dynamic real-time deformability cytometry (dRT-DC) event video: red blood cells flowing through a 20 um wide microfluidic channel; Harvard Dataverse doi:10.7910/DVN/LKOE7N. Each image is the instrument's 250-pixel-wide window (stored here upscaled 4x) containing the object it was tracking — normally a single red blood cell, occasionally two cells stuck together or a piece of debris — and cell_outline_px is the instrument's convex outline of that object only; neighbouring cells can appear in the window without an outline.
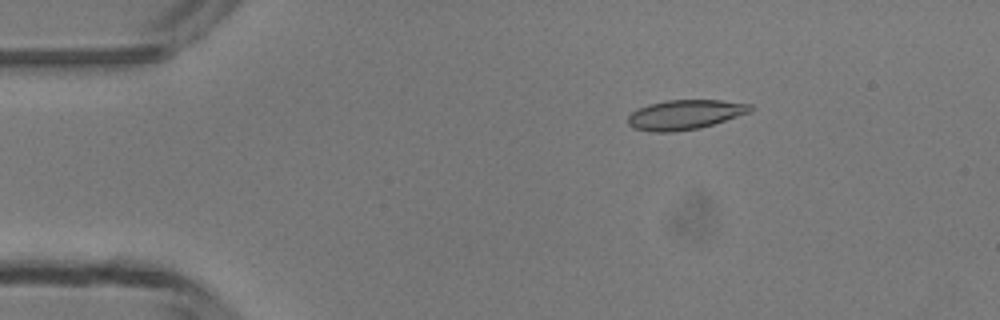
{"species": "common noctule bat (a hibernating species)", "species_latin": "Nyctalus noctula", "temperature_condition": "room temperature", "stored_images_in_passage": 41, "camera_frame_rate_fps": 3000, "um_per_image_px": 0.085, "animal": {"sex": "male", "body_mass_g": 13.3}, "frame": {"image": 1, "passage_image": 1, "time_ms": 0.0, "image_size_px": [1000, 320], "cell_outline_px": [[752, 112], [700, 128], [672, 132], [652, 132], [632, 128], [628, 124], [628, 116], [636, 108], [648, 104], [668, 100], [720, 100], [752, 104]], "centroid_in_image_um": [58.21, 9.74], "position_along_channel_um": 26.8, "area_um2": 21.33}}
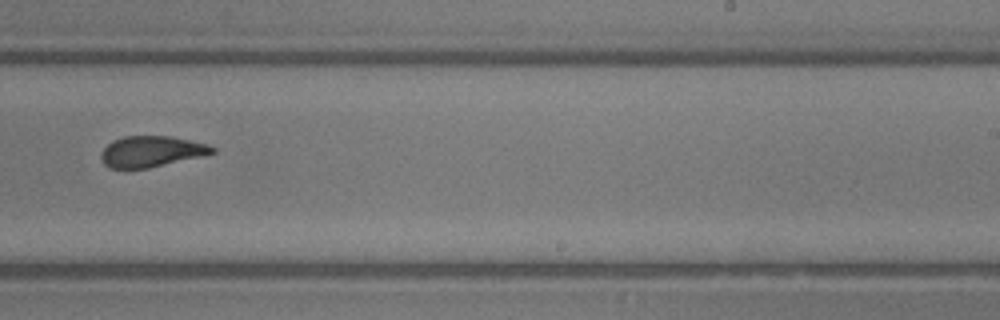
{"frame": {"image": 2, "passage_image": 23, "time_ms": 7.333, "image_size_px": [1000, 320], "cell_outline_px": [[216, 152], [200, 156], [148, 168], [108, 168], [104, 164], [100, 156], [100, 152], [112, 140], [124, 136], [168, 136], [188, 140], [204, 144], [216, 148]], "centroid_in_image_um": [12.8, 12.87], "position_along_channel_um": 276.2, "area_um2": 19.77}}
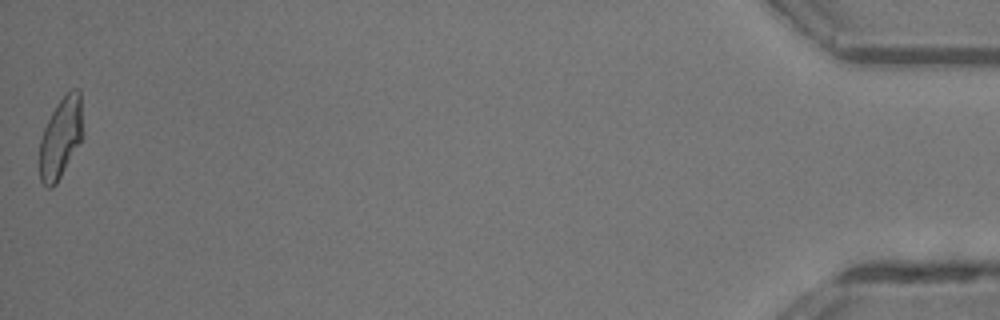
{"frame": {"image": 3, "passage_image": 41, "time_ms": 13.333, "image_size_px": [1000, 320], "cell_outline_px": [[84, 136], [56, 184], [52, 188], [48, 188], [40, 180], [40, 140], [44, 128], [56, 104], [72, 88], [80, 88]], "centroid_in_image_um": [5.19, 11.68], "position_along_channel_um": 430.0, "area_um2": 20.46}, "authors_computed_cell_mechanics": {"area_um2": 20.9814, "velocity_mm_per_s": 4.2666, "shape_relaxation_time_tau1_ms": 7.5048, "shape_relaxation_time_tau2_ms": 1.664, "deformation_change_tau1": 0.2031, "deformation_change_tau2": 0.0909}}